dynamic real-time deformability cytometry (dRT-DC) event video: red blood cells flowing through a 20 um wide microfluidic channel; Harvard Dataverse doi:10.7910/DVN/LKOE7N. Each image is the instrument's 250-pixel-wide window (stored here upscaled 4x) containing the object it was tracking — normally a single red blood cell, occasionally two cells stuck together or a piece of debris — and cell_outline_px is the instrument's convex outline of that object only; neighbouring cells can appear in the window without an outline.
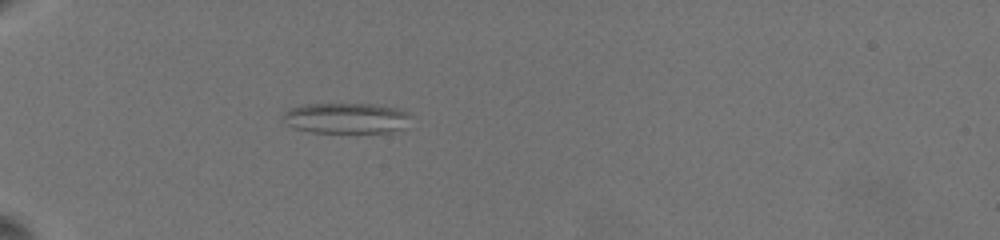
{"species": "common noctule bat (a hibernating species)", "species_latin": "Nyctalus noctula", "temperature_condition": "warm", "stored_images_in_passage": 61, "camera_frame_rate_fps": 3000, "um_per_image_px": 0.085, "animal": {"sex": "female", "body_mass_g": 19.5, "forearm_length_mm": 54.1}, "frame": {"image": 1, "passage_image": 1, "time_ms": 0.0, "image_size_px": [1000, 240], "cell_outline_px": [[408, 116], [404, 128], [388, 132], [312, 132], [296, 128], [288, 124], [280, 116], [284, 112], [292, 108], [304, 104], [376, 104], [396, 108], [408, 112]], "centroid_in_image_um": [29.4, 10.03], "position_along_channel_um": 55.6, "area_um2": 22.48}}
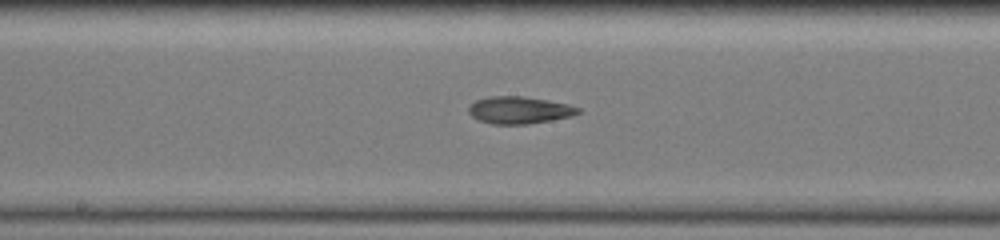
{"frame": {"image": 2, "passage_image": 35, "time_ms": 5.0, "image_size_px": [1000, 240], "cell_outline_px": [[580, 112], [572, 116], [552, 120], [528, 124], [492, 124], [480, 120], [472, 116], [468, 112], [468, 108], [476, 100], [488, 96], [524, 96], [548, 100], [568, 104], [580, 108]], "centroid_in_image_um": [44.15, 9.35], "position_along_channel_um": 204.0, "area_um2": 17.34}}
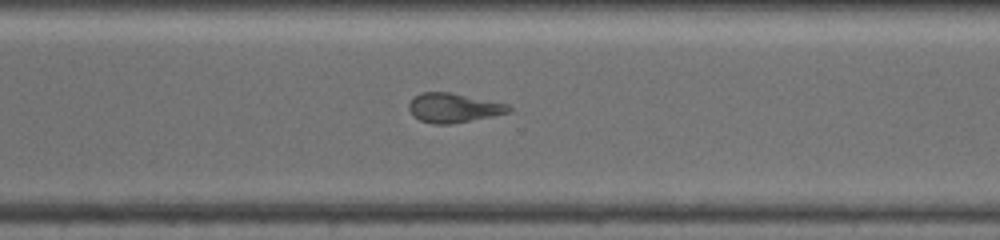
{"frame": {"image": 3, "passage_image": 61, "time_ms": 8.667, "image_size_px": [1000, 240], "cell_outline_px": [[512, 112], [492, 116], [448, 124], [432, 124], [420, 120], [412, 116], [408, 108], [408, 104], [420, 92], [448, 92], [508, 104], [512, 108]], "centroid_in_image_um": [38.53, 9.17], "position_along_channel_um": 332.1, "area_um2": 16.94}}